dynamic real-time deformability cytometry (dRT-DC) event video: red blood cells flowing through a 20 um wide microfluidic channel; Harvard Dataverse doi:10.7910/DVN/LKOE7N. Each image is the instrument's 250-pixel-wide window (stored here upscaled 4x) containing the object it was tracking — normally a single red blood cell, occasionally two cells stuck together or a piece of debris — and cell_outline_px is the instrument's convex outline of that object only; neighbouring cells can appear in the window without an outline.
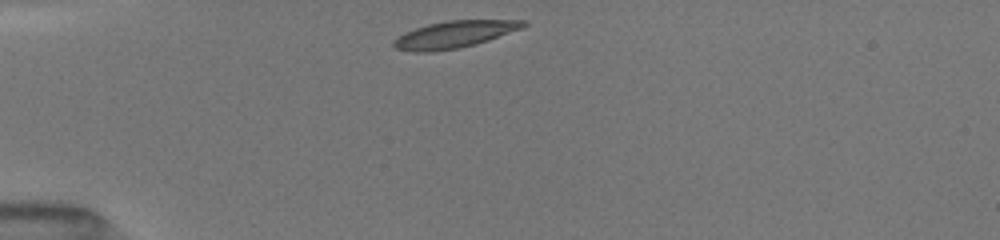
{"species": "common noctule bat (a hibernating species)", "species_latin": "Nyctalus noctula", "temperature_condition": "room temperature", "stored_images_in_passage": 7, "camera_frame_rate_fps": 3000, "um_per_image_px": 0.085, "animal": {"sex": "female", "body_mass_g": 19.5, "forearm_length_mm": 54.1}, "frame": {"image": 1, "passage_image": 1, "time_ms": 0.0, "image_size_px": [1000, 240], "cell_outline_px": [[528, 24], [524, 28], [476, 44], [460, 48], [432, 52], [412, 52], [396, 48], [392, 44], [392, 40], [404, 32], [428, 24], [448, 20], [528, 20]], "centroid_in_image_um": [38.63, 2.93], "position_along_channel_um": 46.4, "area_um2": 20.58}}
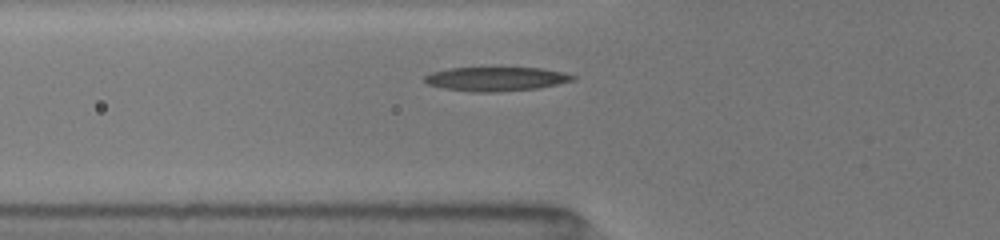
{"frame": {"image": 2, "passage_image": 6, "time_ms": 1.667, "image_size_px": [1000, 240], "cell_outline_px": [[576, 80], [540, 88], [496, 92], [472, 92], [444, 88], [428, 84], [424, 80], [424, 76], [432, 72], [448, 68], [544, 68], [564, 72], [576, 76]], "centroid_in_image_um": [42.21, 6.71], "position_along_channel_um": 83.6, "area_um2": 20.87}}